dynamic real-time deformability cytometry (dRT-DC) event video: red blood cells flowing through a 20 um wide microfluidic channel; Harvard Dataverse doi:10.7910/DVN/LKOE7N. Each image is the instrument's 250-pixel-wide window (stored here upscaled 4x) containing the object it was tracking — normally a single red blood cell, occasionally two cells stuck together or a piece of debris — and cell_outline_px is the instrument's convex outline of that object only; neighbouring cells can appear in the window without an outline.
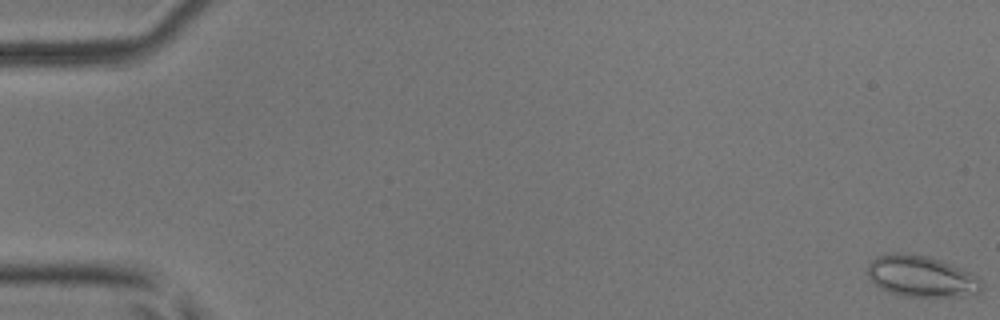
{"species": "common noctule bat (a hibernating species)", "species_latin": "Nyctalus noctula", "temperature_condition": "room temperature", "stored_images_in_passage": 55, "camera_frame_rate_fps": 3000, "um_per_image_px": 0.085, "animal": {"sex": "male", "body_mass_g": 17.9, "forearm_length_mm": 54.2}, "frame": {"image": 1, "passage_image": 1, "time_ms": 0.0, "image_size_px": [1000, 320], "cell_outline_px": [[984, 288], [976, 296], [900, 296], [880, 288], [868, 276], [868, 264], [876, 256], [892, 252], [904, 252], [924, 256], [940, 260], [980, 276]], "centroid_in_image_um": [78.36, 23.49], "position_along_channel_um": 6.6, "area_um2": 27.69}}
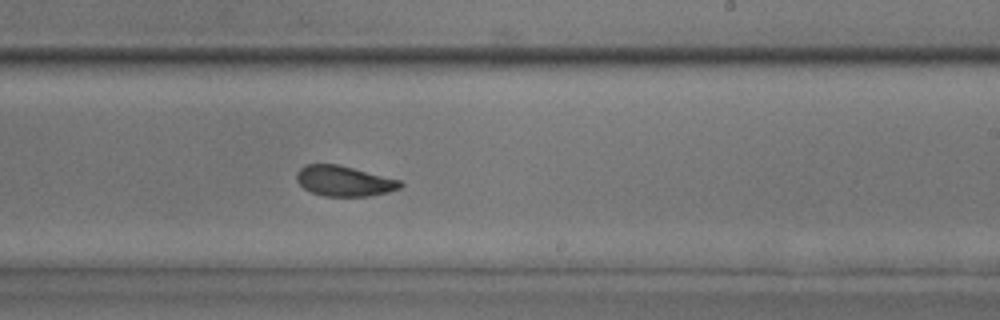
{"frame": {"image": 2, "passage_image": 34, "time_ms": 11.0, "image_size_px": [1000, 320], "cell_outline_px": [[404, 184], [400, 188], [388, 192], [368, 196], [324, 196], [312, 192], [304, 188], [296, 180], [296, 172], [304, 164], [336, 164], [400, 180]], "centroid_in_image_um": [29.22, 15.39], "position_along_channel_um": 259.8, "area_um2": 18.21}}
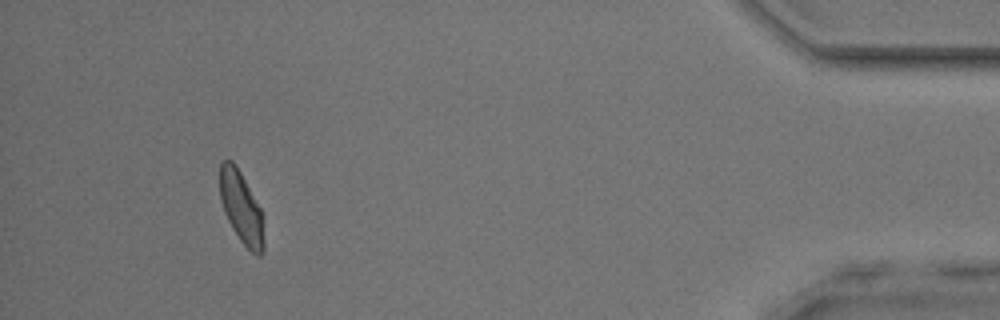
{"frame": {"image": 3, "passage_image": 51, "time_ms": 16.667, "image_size_px": [1000, 320], "cell_outline_px": [[264, 252], [260, 256], [256, 256], [240, 240], [232, 228], [224, 212], [220, 200], [220, 160], [232, 160], [236, 164], [260, 208], [264, 216]], "centroid_in_image_um": [20.53, 17.66], "position_along_channel_um": 414.7, "area_um2": 18.67}, "authors_computed_cell_mechanics": {"area_um2": 19.074, "velocity_mm_per_s": 3.8423, "shape_relaxation_time_tau1_ms": 4.9862, "shape_relaxation_time_tau2_ms": 1.7659, "deformation_change_tau1": 0.113, "deformation_change_tau2": 0.0705}}